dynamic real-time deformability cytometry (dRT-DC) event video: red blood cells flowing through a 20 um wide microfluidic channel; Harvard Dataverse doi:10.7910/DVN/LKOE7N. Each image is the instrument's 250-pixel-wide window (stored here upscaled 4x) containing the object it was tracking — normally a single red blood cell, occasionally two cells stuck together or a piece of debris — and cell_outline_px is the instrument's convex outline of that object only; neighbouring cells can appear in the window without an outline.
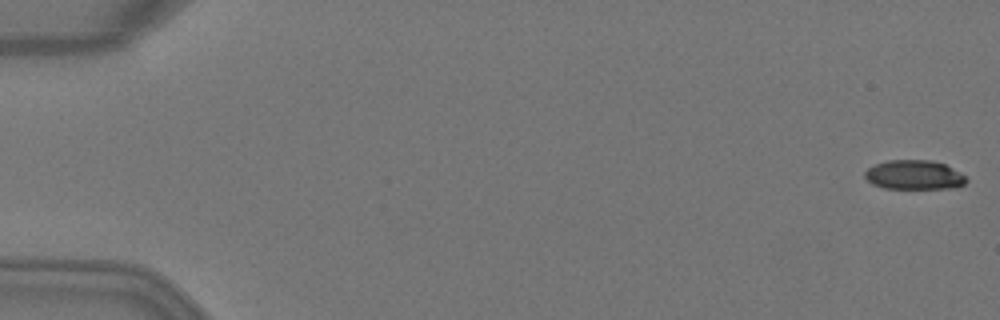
{"species": "Egyptian fruit bat (a non-hibernating species)", "species_latin": "Rousettus aegyptiacus", "temperature_condition": "warm", "stored_images_in_passage": 6, "camera_frame_rate_fps": 3000, "um_per_image_px": 0.085, "animal": {"sex": "female"}, "frame": {"image": 1, "passage_image": 1, "time_ms": 0.0, "image_size_px": [1000, 320], "cell_outline_px": [[968, 180], [964, 184], [952, 188], [884, 188], [872, 184], [864, 176], [864, 172], [868, 168], [876, 164], [888, 160], [928, 160], [944, 164], [960, 172]], "centroid_in_image_um": [77.69, 14.86], "position_along_channel_um": 7.3, "area_um2": 17.17}}
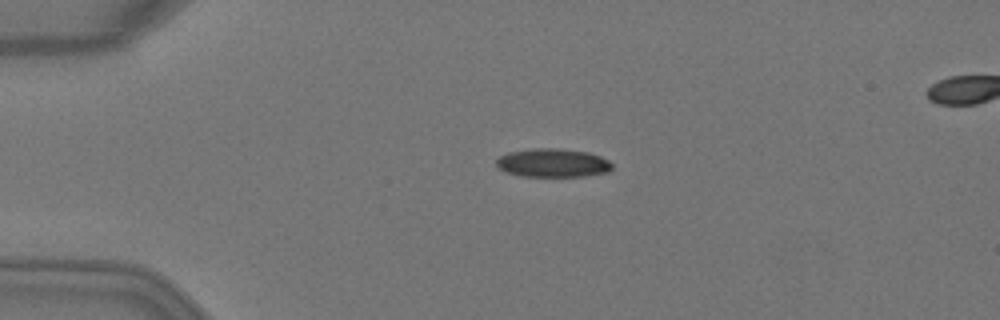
{"frame": {"image": 2, "passage_image": 4, "time_ms": 1.0, "image_size_px": [1000, 320], "cell_outline_px": [[612, 168], [608, 172], [584, 176], [520, 176], [496, 168], [496, 160], [500, 156], [508, 152], [532, 148], [560, 148], [588, 152], [600, 156], [608, 160], [612, 164]], "centroid_in_image_um": [46.97, 13.84], "position_along_channel_um": 38.0, "area_um2": 19.36}}